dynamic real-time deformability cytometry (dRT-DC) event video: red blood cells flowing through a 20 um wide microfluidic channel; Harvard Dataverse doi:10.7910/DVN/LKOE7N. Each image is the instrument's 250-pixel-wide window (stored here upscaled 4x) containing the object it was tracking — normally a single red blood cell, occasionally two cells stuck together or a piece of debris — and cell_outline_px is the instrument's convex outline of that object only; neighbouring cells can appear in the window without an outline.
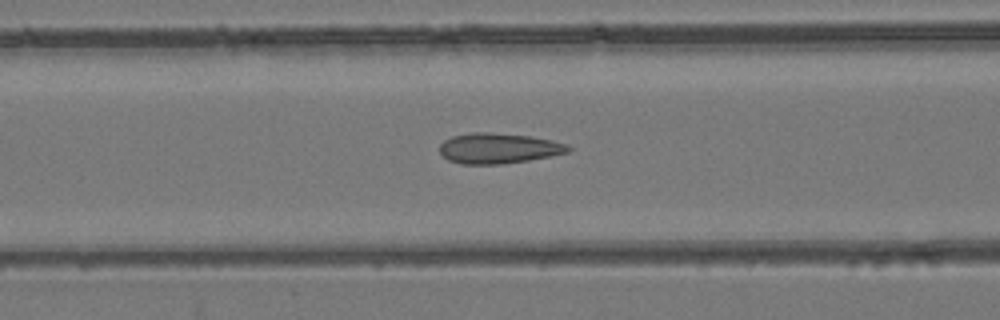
{"species": "common noctule bat (a hibernating species)", "species_latin": "Nyctalus noctula", "temperature_condition": "room temperature", "stored_images_in_passage": 45, "camera_frame_rate_fps": 3000, "um_per_image_px": 0.085, "animal": {"sex": "female", "body_mass_g": 24.6, "forearm_length_mm": 56.2}, "frame": {"image": 1, "passage_image": 21, "time_ms": 6.667, "image_size_px": [1000, 320], "cell_outline_px": [[572, 148], [568, 152], [552, 156], [528, 160], [500, 164], [460, 164], [448, 160], [440, 152], [440, 144], [444, 140], [452, 136], [472, 132], [488, 132], [532, 136], [552, 140], [568, 144]], "centroid_in_image_um": [42.38, 12.6], "position_along_channel_um": 124.2, "area_um2": 22.89}}
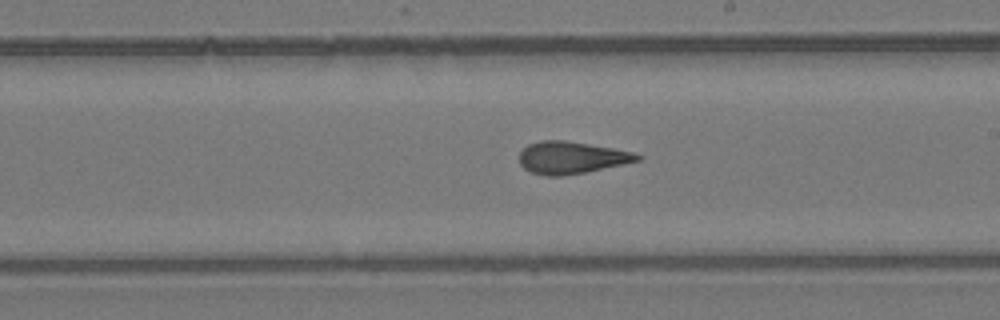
{"frame": {"image": 2, "passage_image": 30, "time_ms": 9.667, "image_size_px": [1000, 320], "cell_outline_px": [[644, 156], [640, 160], [584, 172], [564, 176], [544, 176], [532, 172], [524, 168], [520, 164], [520, 152], [528, 144], [540, 140], [564, 140], [612, 148], [632, 152]], "centroid_in_image_um": [48.54, 13.4], "position_along_channel_um": 240.5, "area_um2": 21.91}}
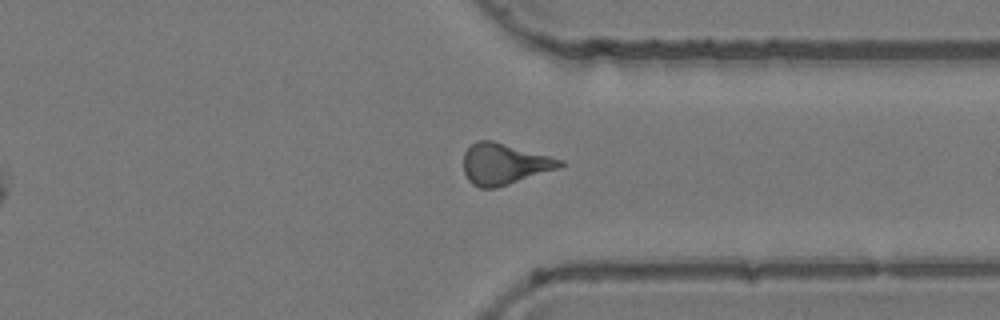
{"frame": {"image": 3, "passage_image": 40, "time_ms": 13.0, "image_size_px": [1000, 320], "cell_outline_px": [[568, 164], [496, 188], [480, 188], [472, 184], [468, 180], [464, 172], [464, 152], [476, 140], [492, 140], [564, 160]], "centroid_in_image_um": [42.83, 13.93], "position_along_channel_um": 368.6, "area_um2": 22.83}, "authors_computed_cell_mechanics": {"area_um2": 22.831, "velocity_mm_per_s": 3.8792, "shape_relaxation_time_tau1_ms": 10.8166, "shape_relaxation_time_tau2_ms": 1.9511, "deformation_change_tau1": 0.1948, "deformation_change_tau2": 0.0877}}